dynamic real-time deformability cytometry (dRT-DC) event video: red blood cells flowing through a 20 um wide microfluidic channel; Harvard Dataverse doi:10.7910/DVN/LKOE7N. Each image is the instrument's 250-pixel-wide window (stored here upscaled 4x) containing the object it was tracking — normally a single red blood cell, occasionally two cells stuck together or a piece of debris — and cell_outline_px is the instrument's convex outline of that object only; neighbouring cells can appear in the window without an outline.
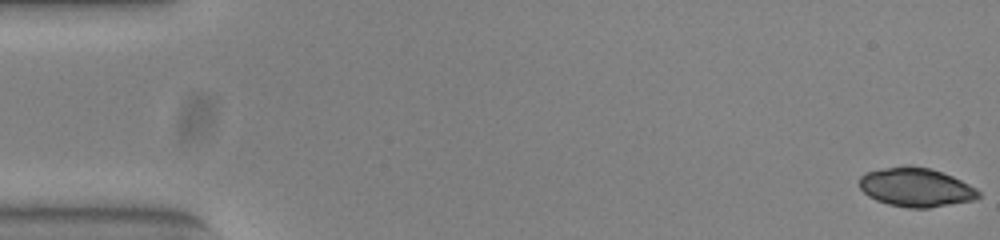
{"species": "common noctule bat (a hibernating species)", "species_latin": "Nyctalus noctula", "temperature_condition": "warm", "stored_images_in_passage": 54, "camera_frame_rate_fps": 3000, "um_per_image_px": 0.085, "animal": {"sex": "female", "body_mass_g": 23.0, "forearm_length_mm": 53.4}, "frame": {"image": 1, "passage_image": 1, "time_ms": 0.0, "image_size_px": [1000, 240], "cell_outline_px": [[980, 196], [976, 200], [928, 208], [908, 208], [888, 204], [876, 200], [868, 196], [860, 188], [860, 176], [864, 172], [884, 168], [908, 164], [912, 164], [932, 168], [952, 176], [976, 188], [980, 192]], "centroid_in_image_um": [77.85, 15.91], "position_along_channel_um": 7.1, "area_um2": 27.34}}
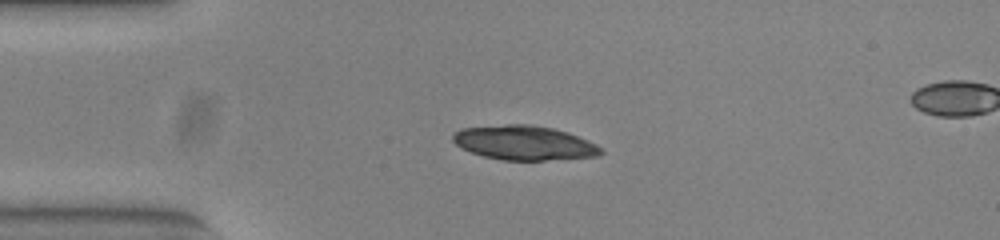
{"frame": {"image": 2, "passage_image": 13, "time_ms": 4.0, "image_size_px": [1000, 240], "cell_outline_px": [[604, 152], [600, 156], [544, 160], [504, 160], [484, 156], [460, 148], [452, 140], [452, 136], [460, 128], [508, 124], [532, 124], [552, 128], [568, 132], [588, 140], [604, 148]], "centroid_in_image_um": [44.59, 12.13], "position_along_channel_um": 40.4, "area_um2": 29.77}}
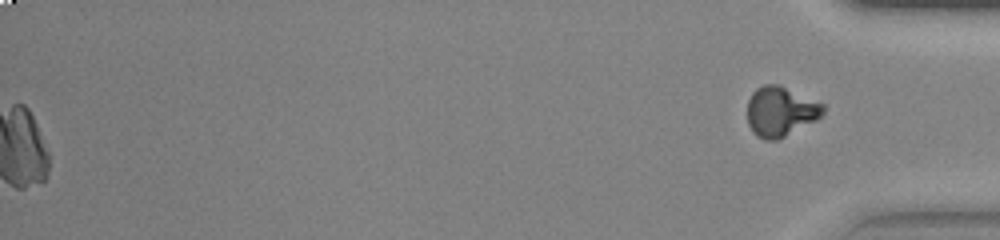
{"frame": {"image": 3, "passage_image": 54, "time_ms": 17.667, "image_size_px": [1000, 240], "cell_outline_px": [[824, 112], [816, 120], [776, 140], [764, 140], [756, 136], [752, 132], [748, 124], [748, 100], [752, 92], [756, 88], [764, 84], [780, 84], [824, 104]], "centroid_in_image_um": [66.32, 9.46], "position_along_channel_um": 368.9, "area_um2": 22.02}}